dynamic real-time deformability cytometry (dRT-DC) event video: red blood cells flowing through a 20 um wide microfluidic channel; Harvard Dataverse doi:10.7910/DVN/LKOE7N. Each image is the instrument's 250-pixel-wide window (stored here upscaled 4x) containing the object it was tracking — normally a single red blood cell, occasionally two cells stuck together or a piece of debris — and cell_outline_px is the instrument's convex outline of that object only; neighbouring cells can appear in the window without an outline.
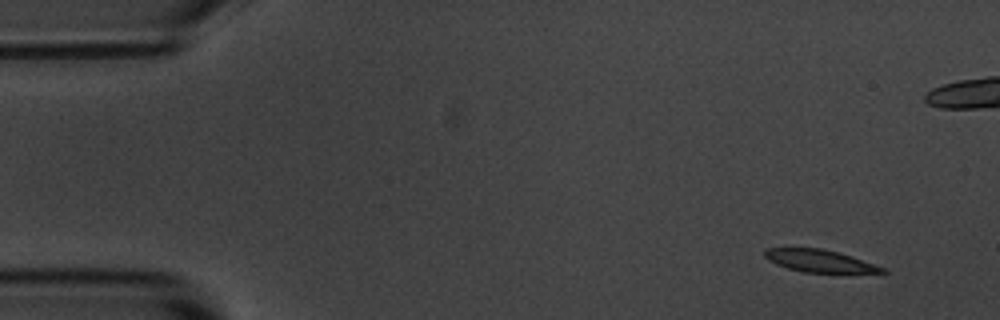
{"species": "common noctule bat (a hibernating species)", "species_latin": "Nyctalus noctula", "temperature_condition": "room temperature", "stored_images_in_passage": 5, "camera_frame_rate_fps": 3000, "um_per_image_px": 0.085, "animal": {"sex": "male", "body_mass_g": 20.1, "forearm_length_mm": 53.5}, "frame": {"image": 1, "passage_image": 1, "time_ms": 0.0, "image_size_px": [1000, 320], "cell_outline_px": [[888, 272], [804, 272], [788, 268], [776, 264], [768, 260], [764, 256], [764, 248], [820, 248], [852, 256], [888, 268]], "centroid_in_image_um": [69.67, 22.17], "position_along_channel_um": 15.3, "area_um2": 15.2}}